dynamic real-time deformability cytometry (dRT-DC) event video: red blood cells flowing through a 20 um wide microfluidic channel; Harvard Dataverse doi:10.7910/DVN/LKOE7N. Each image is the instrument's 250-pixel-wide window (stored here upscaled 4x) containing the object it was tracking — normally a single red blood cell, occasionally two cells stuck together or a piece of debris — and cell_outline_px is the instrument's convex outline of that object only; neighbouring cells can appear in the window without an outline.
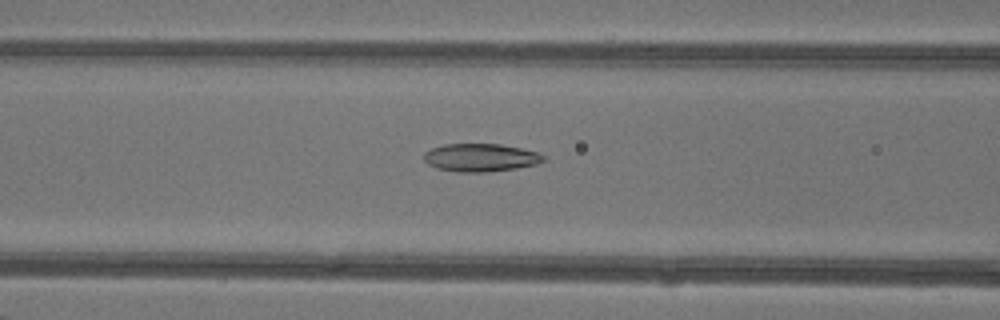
{"species": "common noctule bat (a hibernating species)", "species_latin": "Nyctalus noctula", "temperature_condition": "warm", "stored_images_in_passage": 41, "camera_frame_rate_fps": 3000, "um_per_image_px": 0.085, "animal": {"sex": "female"}, "frame": {"image": 1, "passage_image": 13, "time_ms": 4.0, "image_size_px": [1000, 320], "cell_outline_px": [[544, 160], [536, 164], [516, 168], [484, 172], [456, 172], [436, 168], [428, 164], [424, 160], [424, 152], [432, 148], [444, 144], [500, 144], [520, 148], [536, 152], [544, 156]], "centroid_in_image_um": [40.8, 13.39], "position_along_channel_um": 125.8, "area_um2": 19.36}}
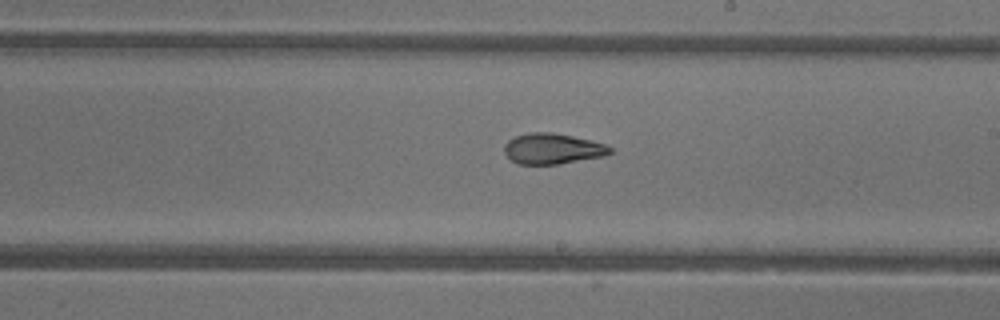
{"frame": {"image": 2, "passage_image": 21, "time_ms": 6.667, "image_size_px": [1000, 320], "cell_outline_px": [[612, 152], [604, 156], [560, 164], [516, 164], [504, 152], [504, 144], [508, 140], [516, 136], [528, 132], [552, 132], [592, 140], [604, 144], [612, 148]], "centroid_in_image_um": [46.96, 12.64], "position_along_channel_um": 242.0, "area_um2": 18.96}}
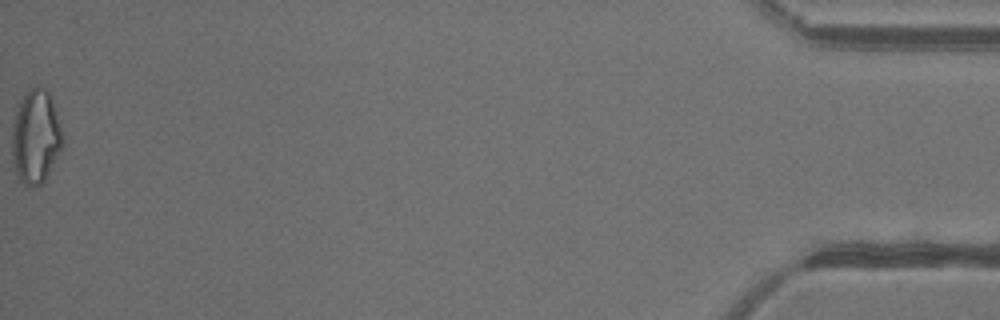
{"frame": {"image": 3, "passage_image": 41, "time_ms": 13.333, "image_size_px": [1000, 320], "cell_outline_px": [[64, 144], [44, 180], [36, 188], [32, 188], [24, 184], [20, 180], [16, 172], [12, 156], [12, 120], [20, 100], [28, 88], [36, 84], [40, 84], [48, 88], [52, 100], [64, 140]], "centroid_in_image_um": [3.02, 11.57], "position_along_channel_um": 432.2, "area_um2": 28.03}, "authors_computed_cell_mechanics": {"area_um2": 20.4612, "velocity_mm_per_s": 4.3626, "shape_relaxation_time_tau1_ms": 4.576, "shape_relaxation_time_tau2_ms": 1.826, "deformation_change_tau1": 0.17, "deformation_change_tau2": 0.0937}}